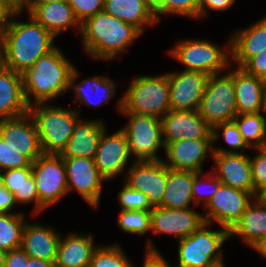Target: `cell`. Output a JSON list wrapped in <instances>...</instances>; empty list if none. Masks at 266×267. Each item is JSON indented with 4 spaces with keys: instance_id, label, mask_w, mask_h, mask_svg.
<instances>
[{
    "instance_id": "obj_1",
    "label": "cell",
    "mask_w": 266,
    "mask_h": 267,
    "mask_svg": "<svg viewBox=\"0 0 266 267\" xmlns=\"http://www.w3.org/2000/svg\"><path fill=\"white\" fill-rule=\"evenodd\" d=\"M22 15L23 12L13 14L0 38V63L21 74L56 47V38L29 14L28 22L18 21Z\"/></svg>"
},
{
    "instance_id": "obj_2",
    "label": "cell",
    "mask_w": 266,
    "mask_h": 267,
    "mask_svg": "<svg viewBox=\"0 0 266 267\" xmlns=\"http://www.w3.org/2000/svg\"><path fill=\"white\" fill-rule=\"evenodd\" d=\"M82 46L93 60L123 59L122 53L143 35L136 27L105 11L98 12L81 23Z\"/></svg>"
},
{
    "instance_id": "obj_3",
    "label": "cell",
    "mask_w": 266,
    "mask_h": 267,
    "mask_svg": "<svg viewBox=\"0 0 266 267\" xmlns=\"http://www.w3.org/2000/svg\"><path fill=\"white\" fill-rule=\"evenodd\" d=\"M74 67L57 46L41 56L32 67L21 74L27 105L47 103L69 92Z\"/></svg>"
},
{
    "instance_id": "obj_4",
    "label": "cell",
    "mask_w": 266,
    "mask_h": 267,
    "mask_svg": "<svg viewBox=\"0 0 266 267\" xmlns=\"http://www.w3.org/2000/svg\"><path fill=\"white\" fill-rule=\"evenodd\" d=\"M119 112L162 118L170 110V87L167 73L137 75L116 104Z\"/></svg>"
},
{
    "instance_id": "obj_5",
    "label": "cell",
    "mask_w": 266,
    "mask_h": 267,
    "mask_svg": "<svg viewBox=\"0 0 266 267\" xmlns=\"http://www.w3.org/2000/svg\"><path fill=\"white\" fill-rule=\"evenodd\" d=\"M28 113L35 122L43 154L60 155L81 118L80 109L49 103L33 104Z\"/></svg>"
},
{
    "instance_id": "obj_6",
    "label": "cell",
    "mask_w": 266,
    "mask_h": 267,
    "mask_svg": "<svg viewBox=\"0 0 266 267\" xmlns=\"http://www.w3.org/2000/svg\"><path fill=\"white\" fill-rule=\"evenodd\" d=\"M227 42L220 47L206 39H180L168 54L185 67L183 70L200 71L210 76L226 71L232 64L231 38Z\"/></svg>"
},
{
    "instance_id": "obj_7",
    "label": "cell",
    "mask_w": 266,
    "mask_h": 267,
    "mask_svg": "<svg viewBox=\"0 0 266 267\" xmlns=\"http://www.w3.org/2000/svg\"><path fill=\"white\" fill-rule=\"evenodd\" d=\"M229 239V230H212V224L203 223L190 236L178 242L177 267H206L224 259L222 246Z\"/></svg>"
},
{
    "instance_id": "obj_8",
    "label": "cell",
    "mask_w": 266,
    "mask_h": 267,
    "mask_svg": "<svg viewBox=\"0 0 266 267\" xmlns=\"http://www.w3.org/2000/svg\"><path fill=\"white\" fill-rule=\"evenodd\" d=\"M209 76L201 99L199 114L213 129L216 125L233 121L237 115L234 89V68Z\"/></svg>"
},
{
    "instance_id": "obj_9",
    "label": "cell",
    "mask_w": 266,
    "mask_h": 267,
    "mask_svg": "<svg viewBox=\"0 0 266 267\" xmlns=\"http://www.w3.org/2000/svg\"><path fill=\"white\" fill-rule=\"evenodd\" d=\"M128 122L120 128L128 140L129 153L134 161L163 160L157 153L165 149L161 119L129 112H120Z\"/></svg>"
},
{
    "instance_id": "obj_10",
    "label": "cell",
    "mask_w": 266,
    "mask_h": 267,
    "mask_svg": "<svg viewBox=\"0 0 266 267\" xmlns=\"http://www.w3.org/2000/svg\"><path fill=\"white\" fill-rule=\"evenodd\" d=\"M31 167L39 203L45 209L68 194L66 168L60 155L42 154Z\"/></svg>"
},
{
    "instance_id": "obj_11",
    "label": "cell",
    "mask_w": 266,
    "mask_h": 267,
    "mask_svg": "<svg viewBox=\"0 0 266 267\" xmlns=\"http://www.w3.org/2000/svg\"><path fill=\"white\" fill-rule=\"evenodd\" d=\"M255 198L250 192L221 184L204 207V222L230 230Z\"/></svg>"
},
{
    "instance_id": "obj_12",
    "label": "cell",
    "mask_w": 266,
    "mask_h": 267,
    "mask_svg": "<svg viewBox=\"0 0 266 267\" xmlns=\"http://www.w3.org/2000/svg\"><path fill=\"white\" fill-rule=\"evenodd\" d=\"M66 168L68 193L76 191L91 208H98L103 183L94 159L83 157L63 158Z\"/></svg>"
},
{
    "instance_id": "obj_13",
    "label": "cell",
    "mask_w": 266,
    "mask_h": 267,
    "mask_svg": "<svg viewBox=\"0 0 266 267\" xmlns=\"http://www.w3.org/2000/svg\"><path fill=\"white\" fill-rule=\"evenodd\" d=\"M124 182L129 187L144 193L153 207L162 204L167 183V166L162 160L131 161Z\"/></svg>"
},
{
    "instance_id": "obj_14",
    "label": "cell",
    "mask_w": 266,
    "mask_h": 267,
    "mask_svg": "<svg viewBox=\"0 0 266 267\" xmlns=\"http://www.w3.org/2000/svg\"><path fill=\"white\" fill-rule=\"evenodd\" d=\"M131 155L125 134L118 129L108 134L105 129L101 135L96 155L95 165L100 175L108 182L122 175L128 167ZM126 168V169H125Z\"/></svg>"
},
{
    "instance_id": "obj_15",
    "label": "cell",
    "mask_w": 266,
    "mask_h": 267,
    "mask_svg": "<svg viewBox=\"0 0 266 267\" xmlns=\"http://www.w3.org/2000/svg\"><path fill=\"white\" fill-rule=\"evenodd\" d=\"M171 110H199L209 75L200 71L167 72Z\"/></svg>"
},
{
    "instance_id": "obj_16",
    "label": "cell",
    "mask_w": 266,
    "mask_h": 267,
    "mask_svg": "<svg viewBox=\"0 0 266 267\" xmlns=\"http://www.w3.org/2000/svg\"><path fill=\"white\" fill-rule=\"evenodd\" d=\"M203 223V215L193 207L170 209L158 206L151 210L150 232L157 235H173L180 240L190 236Z\"/></svg>"
},
{
    "instance_id": "obj_17",
    "label": "cell",
    "mask_w": 266,
    "mask_h": 267,
    "mask_svg": "<svg viewBox=\"0 0 266 267\" xmlns=\"http://www.w3.org/2000/svg\"><path fill=\"white\" fill-rule=\"evenodd\" d=\"M164 152L166 160L162 161L169 169L202 172L206 157H212L213 139H181L168 142Z\"/></svg>"
},
{
    "instance_id": "obj_18",
    "label": "cell",
    "mask_w": 266,
    "mask_h": 267,
    "mask_svg": "<svg viewBox=\"0 0 266 267\" xmlns=\"http://www.w3.org/2000/svg\"><path fill=\"white\" fill-rule=\"evenodd\" d=\"M164 145L181 139H212V128L200 116L199 111L169 110L162 118Z\"/></svg>"
},
{
    "instance_id": "obj_19",
    "label": "cell",
    "mask_w": 266,
    "mask_h": 267,
    "mask_svg": "<svg viewBox=\"0 0 266 267\" xmlns=\"http://www.w3.org/2000/svg\"><path fill=\"white\" fill-rule=\"evenodd\" d=\"M0 137L31 162L43 154L35 122L29 113L0 120Z\"/></svg>"
},
{
    "instance_id": "obj_20",
    "label": "cell",
    "mask_w": 266,
    "mask_h": 267,
    "mask_svg": "<svg viewBox=\"0 0 266 267\" xmlns=\"http://www.w3.org/2000/svg\"><path fill=\"white\" fill-rule=\"evenodd\" d=\"M213 173L223 185L241 189L254 195L250 156L245 153H213Z\"/></svg>"
},
{
    "instance_id": "obj_21",
    "label": "cell",
    "mask_w": 266,
    "mask_h": 267,
    "mask_svg": "<svg viewBox=\"0 0 266 267\" xmlns=\"http://www.w3.org/2000/svg\"><path fill=\"white\" fill-rule=\"evenodd\" d=\"M79 74V70L74 67L68 89L74 91L75 102L79 101L80 105L83 103L88 107L99 108L114 98L117 82L110 77L97 75L76 82Z\"/></svg>"
},
{
    "instance_id": "obj_22",
    "label": "cell",
    "mask_w": 266,
    "mask_h": 267,
    "mask_svg": "<svg viewBox=\"0 0 266 267\" xmlns=\"http://www.w3.org/2000/svg\"><path fill=\"white\" fill-rule=\"evenodd\" d=\"M61 234L51 225L26 222L21 248L32 258L56 262Z\"/></svg>"
},
{
    "instance_id": "obj_23",
    "label": "cell",
    "mask_w": 266,
    "mask_h": 267,
    "mask_svg": "<svg viewBox=\"0 0 266 267\" xmlns=\"http://www.w3.org/2000/svg\"><path fill=\"white\" fill-rule=\"evenodd\" d=\"M107 125L103 119L83 121L80 118L74 126L73 134L70 137L65 149L61 152L62 158L83 157L94 159L96 150L103 131Z\"/></svg>"
},
{
    "instance_id": "obj_24",
    "label": "cell",
    "mask_w": 266,
    "mask_h": 267,
    "mask_svg": "<svg viewBox=\"0 0 266 267\" xmlns=\"http://www.w3.org/2000/svg\"><path fill=\"white\" fill-rule=\"evenodd\" d=\"M231 38V63L241 67L249 58L266 49V19L235 30Z\"/></svg>"
},
{
    "instance_id": "obj_25",
    "label": "cell",
    "mask_w": 266,
    "mask_h": 267,
    "mask_svg": "<svg viewBox=\"0 0 266 267\" xmlns=\"http://www.w3.org/2000/svg\"><path fill=\"white\" fill-rule=\"evenodd\" d=\"M28 110L21 73L0 63V120L22 116Z\"/></svg>"
},
{
    "instance_id": "obj_26",
    "label": "cell",
    "mask_w": 266,
    "mask_h": 267,
    "mask_svg": "<svg viewBox=\"0 0 266 267\" xmlns=\"http://www.w3.org/2000/svg\"><path fill=\"white\" fill-rule=\"evenodd\" d=\"M93 238L91 232L86 235L74 231L64 238L61 234L55 267H89L92 254L98 247Z\"/></svg>"
},
{
    "instance_id": "obj_27",
    "label": "cell",
    "mask_w": 266,
    "mask_h": 267,
    "mask_svg": "<svg viewBox=\"0 0 266 267\" xmlns=\"http://www.w3.org/2000/svg\"><path fill=\"white\" fill-rule=\"evenodd\" d=\"M0 182L3 187L13 193L15 202L19 204H34L31 211L33 216L46 210L40 203L35 180L32 176V167L14 168L0 172ZM19 203V204H18Z\"/></svg>"
},
{
    "instance_id": "obj_28",
    "label": "cell",
    "mask_w": 266,
    "mask_h": 267,
    "mask_svg": "<svg viewBox=\"0 0 266 267\" xmlns=\"http://www.w3.org/2000/svg\"><path fill=\"white\" fill-rule=\"evenodd\" d=\"M28 14L55 38L69 29H75L80 34L81 24L66 1L38 5Z\"/></svg>"
},
{
    "instance_id": "obj_29",
    "label": "cell",
    "mask_w": 266,
    "mask_h": 267,
    "mask_svg": "<svg viewBox=\"0 0 266 267\" xmlns=\"http://www.w3.org/2000/svg\"><path fill=\"white\" fill-rule=\"evenodd\" d=\"M234 67V89L237 115L260 113L265 80Z\"/></svg>"
},
{
    "instance_id": "obj_30",
    "label": "cell",
    "mask_w": 266,
    "mask_h": 267,
    "mask_svg": "<svg viewBox=\"0 0 266 267\" xmlns=\"http://www.w3.org/2000/svg\"><path fill=\"white\" fill-rule=\"evenodd\" d=\"M239 236L250 248L266 236V199L255 198L229 230V239Z\"/></svg>"
},
{
    "instance_id": "obj_31",
    "label": "cell",
    "mask_w": 266,
    "mask_h": 267,
    "mask_svg": "<svg viewBox=\"0 0 266 267\" xmlns=\"http://www.w3.org/2000/svg\"><path fill=\"white\" fill-rule=\"evenodd\" d=\"M103 11L133 25L142 34L146 26L158 23L154 11L143 0H104Z\"/></svg>"
},
{
    "instance_id": "obj_32",
    "label": "cell",
    "mask_w": 266,
    "mask_h": 267,
    "mask_svg": "<svg viewBox=\"0 0 266 267\" xmlns=\"http://www.w3.org/2000/svg\"><path fill=\"white\" fill-rule=\"evenodd\" d=\"M192 187V171L173 170L167 167V183L160 206L170 209L190 208L194 203Z\"/></svg>"
},
{
    "instance_id": "obj_33",
    "label": "cell",
    "mask_w": 266,
    "mask_h": 267,
    "mask_svg": "<svg viewBox=\"0 0 266 267\" xmlns=\"http://www.w3.org/2000/svg\"><path fill=\"white\" fill-rule=\"evenodd\" d=\"M233 121L250 148L266 146V118L261 112L236 115Z\"/></svg>"
},
{
    "instance_id": "obj_34",
    "label": "cell",
    "mask_w": 266,
    "mask_h": 267,
    "mask_svg": "<svg viewBox=\"0 0 266 267\" xmlns=\"http://www.w3.org/2000/svg\"><path fill=\"white\" fill-rule=\"evenodd\" d=\"M23 213H0V249L6 252L21 247L26 224Z\"/></svg>"
},
{
    "instance_id": "obj_35",
    "label": "cell",
    "mask_w": 266,
    "mask_h": 267,
    "mask_svg": "<svg viewBox=\"0 0 266 267\" xmlns=\"http://www.w3.org/2000/svg\"><path fill=\"white\" fill-rule=\"evenodd\" d=\"M221 137L230 147L228 150L216 146V142L220 140ZM212 139L213 153H245L247 148L250 149V147L244 141L243 136L241 135L238 126L234 121L224 122L216 125L212 129Z\"/></svg>"
},
{
    "instance_id": "obj_36",
    "label": "cell",
    "mask_w": 266,
    "mask_h": 267,
    "mask_svg": "<svg viewBox=\"0 0 266 267\" xmlns=\"http://www.w3.org/2000/svg\"><path fill=\"white\" fill-rule=\"evenodd\" d=\"M89 267H135L123 247L118 243L98 245L94 250Z\"/></svg>"
},
{
    "instance_id": "obj_37",
    "label": "cell",
    "mask_w": 266,
    "mask_h": 267,
    "mask_svg": "<svg viewBox=\"0 0 266 267\" xmlns=\"http://www.w3.org/2000/svg\"><path fill=\"white\" fill-rule=\"evenodd\" d=\"M118 228L130 235H146L151 231V211L120 210Z\"/></svg>"
},
{
    "instance_id": "obj_38",
    "label": "cell",
    "mask_w": 266,
    "mask_h": 267,
    "mask_svg": "<svg viewBox=\"0 0 266 267\" xmlns=\"http://www.w3.org/2000/svg\"><path fill=\"white\" fill-rule=\"evenodd\" d=\"M222 182L219 178L213 173V171H209L208 173L202 172H193V187H192V195L194 204L200 206L203 204V208L210 201L212 196L217 192ZM201 201L203 203H201Z\"/></svg>"
},
{
    "instance_id": "obj_39",
    "label": "cell",
    "mask_w": 266,
    "mask_h": 267,
    "mask_svg": "<svg viewBox=\"0 0 266 267\" xmlns=\"http://www.w3.org/2000/svg\"><path fill=\"white\" fill-rule=\"evenodd\" d=\"M158 22L161 15H178L192 19H199V0H160L159 6L154 10Z\"/></svg>"
},
{
    "instance_id": "obj_40",
    "label": "cell",
    "mask_w": 266,
    "mask_h": 267,
    "mask_svg": "<svg viewBox=\"0 0 266 267\" xmlns=\"http://www.w3.org/2000/svg\"><path fill=\"white\" fill-rule=\"evenodd\" d=\"M253 149L256 154L250 156V163L254 196L258 198L266 195V146Z\"/></svg>"
},
{
    "instance_id": "obj_41",
    "label": "cell",
    "mask_w": 266,
    "mask_h": 267,
    "mask_svg": "<svg viewBox=\"0 0 266 267\" xmlns=\"http://www.w3.org/2000/svg\"><path fill=\"white\" fill-rule=\"evenodd\" d=\"M117 198L120 210L151 211L154 208L144 193L136 191L125 183Z\"/></svg>"
},
{
    "instance_id": "obj_42",
    "label": "cell",
    "mask_w": 266,
    "mask_h": 267,
    "mask_svg": "<svg viewBox=\"0 0 266 267\" xmlns=\"http://www.w3.org/2000/svg\"><path fill=\"white\" fill-rule=\"evenodd\" d=\"M31 163L24 154L0 137V172L8 169L28 167Z\"/></svg>"
},
{
    "instance_id": "obj_43",
    "label": "cell",
    "mask_w": 266,
    "mask_h": 267,
    "mask_svg": "<svg viewBox=\"0 0 266 267\" xmlns=\"http://www.w3.org/2000/svg\"><path fill=\"white\" fill-rule=\"evenodd\" d=\"M73 9L76 19L83 23L87 18L103 11L104 0H65Z\"/></svg>"
},
{
    "instance_id": "obj_44",
    "label": "cell",
    "mask_w": 266,
    "mask_h": 267,
    "mask_svg": "<svg viewBox=\"0 0 266 267\" xmlns=\"http://www.w3.org/2000/svg\"><path fill=\"white\" fill-rule=\"evenodd\" d=\"M240 68L251 75L266 80V49L249 58Z\"/></svg>"
},
{
    "instance_id": "obj_45",
    "label": "cell",
    "mask_w": 266,
    "mask_h": 267,
    "mask_svg": "<svg viewBox=\"0 0 266 267\" xmlns=\"http://www.w3.org/2000/svg\"><path fill=\"white\" fill-rule=\"evenodd\" d=\"M145 258L143 261V267H172L164 258L162 253L158 248L153 244L152 239H149L145 247Z\"/></svg>"
},
{
    "instance_id": "obj_46",
    "label": "cell",
    "mask_w": 266,
    "mask_h": 267,
    "mask_svg": "<svg viewBox=\"0 0 266 267\" xmlns=\"http://www.w3.org/2000/svg\"><path fill=\"white\" fill-rule=\"evenodd\" d=\"M237 0H199V20L208 15V11H225L233 7Z\"/></svg>"
},
{
    "instance_id": "obj_47",
    "label": "cell",
    "mask_w": 266,
    "mask_h": 267,
    "mask_svg": "<svg viewBox=\"0 0 266 267\" xmlns=\"http://www.w3.org/2000/svg\"><path fill=\"white\" fill-rule=\"evenodd\" d=\"M29 255L21 248L6 252L4 267H27Z\"/></svg>"
},
{
    "instance_id": "obj_48",
    "label": "cell",
    "mask_w": 266,
    "mask_h": 267,
    "mask_svg": "<svg viewBox=\"0 0 266 267\" xmlns=\"http://www.w3.org/2000/svg\"><path fill=\"white\" fill-rule=\"evenodd\" d=\"M16 206L13 193L3 187L0 182V213H23V211L12 212Z\"/></svg>"
},
{
    "instance_id": "obj_49",
    "label": "cell",
    "mask_w": 266,
    "mask_h": 267,
    "mask_svg": "<svg viewBox=\"0 0 266 267\" xmlns=\"http://www.w3.org/2000/svg\"><path fill=\"white\" fill-rule=\"evenodd\" d=\"M13 14L14 13L5 4L0 3V38L9 26Z\"/></svg>"
},
{
    "instance_id": "obj_50",
    "label": "cell",
    "mask_w": 266,
    "mask_h": 267,
    "mask_svg": "<svg viewBox=\"0 0 266 267\" xmlns=\"http://www.w3.org/2000/svg\"><path fill=\"white\" fill-rule=\"evenodd\" d=\"M65 0H25L22 12L25 14V11L27 14L36 6L38 5H43V4H48L52 2H63Z\"/></svg>"
},
{
    "instance_id": "obj_51",
    "label": "cell",
    "mask_w": 266,
    "mask_h": 267,
    "mask_svg": "<svg viewBox=\"0 0 266 267\" xmlns=\"http://www.w3.org/2000/svg\"><path fill=\"white\" fill-rule=\"evenodd\" d=\"M25 0H0V3L5 4L13 13L22 12Z\"/></svg>"
},
{
    "instance_id": "obj_52",
    "label": "cell",
    "mask_w": 266,
    "mask_h": 267,
    "mask_svg": "<svg viewBox=\"0 0 266 267\" xmlns=\"http://www.w3.org/2000/svg\"><path fill=\"white\" fill-rule=\"evenodd\" d=\"M27 267H55L54 262L40 260L29 256Z\"/></svg>"
},
{
    "instance_id": "obj_53",
    "label": "cell",
    "mask_w": 266,
    "mask_h": 267,
    "mask_svg": "<svg viewBox=\"0 0 266 267\" xmlns=\"http://www.w3.org/2000/svg\"><path fill=\"white\" fill-rule=\"evenodd\" d=\"M254 251L258 252L260 256L266 259V236L260 239L256 244L251 247Z\"/></svg>"
},
{
    "instance_id": "obj_54",
    "label": "cell",
    "mask_w": 266,
    "mask_h": 267,
    "mask_svg": "<svg viewBox=\"0 0 266 267\" xmlns=\"http://www.w3.org/2000/svg\"><path fill=\"white\" fill-rule=\"evenodd\" d=\"M148 6H150L152 8V10L154 11L160 3V0H143Z\"/></svg>"
},
{
    "instance_id": "obj_55",
    "label": "cell",
    "mask_w": 266,
    "mask_h": 267,
    "mask_svg": "<svg viewBox=\"0 0 266 267\" xmlns=\"http://www.w3.org/2000/svg\"><path fill=\"white\" fill-rule=\"evenodd\" d=\"M261 113L264 114L263 115L264 117L266 116L265 115L266 114V80H265L264 91H263V105H262Z\"/></svg>"
},
{
    "instance_id": "obj_56",
    "label": "cell",
    "mask_w": 266,
    "mask_h": 267,
    "mask_svg": "<svg viewBox=\"0 0 266 267\" xmlns=\"http://www.w3.org/2000/svg\"><path fill=\"white\" fill-rule=\"evenodd\" d=\"M206 267H226V266L224 264V259H221V260L213 262L210 265H207Z\"/></svg>"
},
{
    "instance_id": "obj_57",
    "label": "cell",
    "mask_w": 266,
    "mask_h": 267,
    "mask_svg": "<svg viewBox=\"0 0 266 267\" xmlns=\"http://www.w3.org/2000/svg\"><path fill=\"white\" fill-rule=\"evenodd\" d=\"M6 251L0 249V267H4Z\"/></svg>"
}]
</instances>
